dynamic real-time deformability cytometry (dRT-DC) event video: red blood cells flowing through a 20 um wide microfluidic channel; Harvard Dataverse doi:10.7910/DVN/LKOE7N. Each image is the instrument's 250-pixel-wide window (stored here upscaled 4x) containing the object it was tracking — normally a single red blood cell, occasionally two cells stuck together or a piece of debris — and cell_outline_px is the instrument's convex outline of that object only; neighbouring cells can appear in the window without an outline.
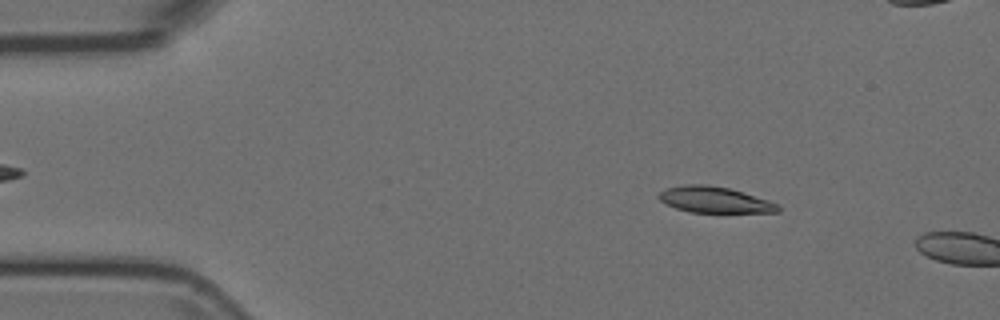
{"species": "Egyptian fruit bat (a non-hibernating species)", "species_latin": "Rousettus aegyptiacus", "temperature_condition": "room temperature", "stored_images_in_passage": 9, "camera_frame_rate_fps": 3000, "um_per_image_px": 0.085, "animal": {"sex": "female"}, "frame": {"image": 1, "passage_image": 7, "time_ms": 2.0, "image_size_px": [1000, 320], "cell_outline_px": [[780, 212], [688, 212], [676, 208], [660, 200], [656, 196], [660, 192], [668, 188], [684, 184], [708, 184], [728, 188], [768, 200], [780, 204]], "centroid_in_image_um": [60.74, 16.98], "position_along_channel_um": 24.3, "area_um2": 17.98}}